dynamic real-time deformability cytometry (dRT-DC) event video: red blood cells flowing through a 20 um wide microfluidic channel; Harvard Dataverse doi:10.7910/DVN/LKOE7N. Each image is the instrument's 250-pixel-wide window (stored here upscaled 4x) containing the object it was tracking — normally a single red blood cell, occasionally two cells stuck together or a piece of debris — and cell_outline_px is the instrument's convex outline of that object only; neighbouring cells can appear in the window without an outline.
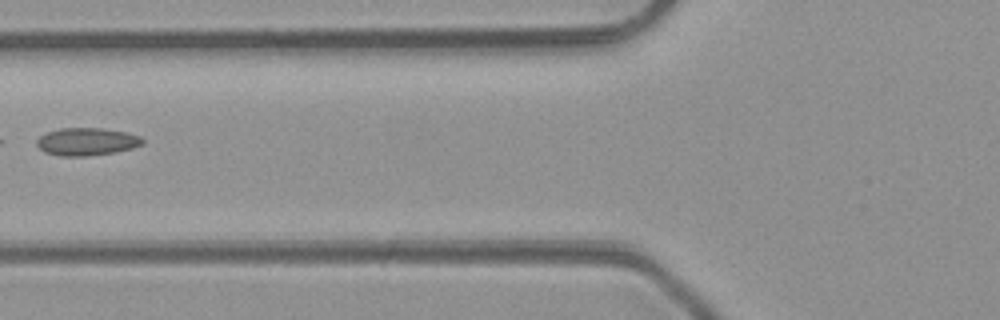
{"species": "common noctule bat (a hibernating species)", "species_latin": "Nyctalus noctula", "temperature_condition": "room temperature", "stored_images_in_passage": 6, "camera_frame_rate_fps": 3000, "um_per_image_px": 0.085, "animal": {"sex": "male", "body_mass_g": 23.1, "forearm_length_mm": 52.7}, "frame": {"image": 1, "passage_image": 6, "time_ms": 6.667, "image_size_px": [1000, 320], "cell_outline_px": [[144, 144], [132, 148], [116, 152], [88, 156], [60, 156], [44, 152], [36, 144], [36, 140], [40, 136], [48, 132], [60, 128], [100, 128], [124, 132], [140, 136], [144, 140]], "centroid_in_image_um": [7.37, 12.05], "position_along_channel_um": 118.4, "area_um2": 17.05}}